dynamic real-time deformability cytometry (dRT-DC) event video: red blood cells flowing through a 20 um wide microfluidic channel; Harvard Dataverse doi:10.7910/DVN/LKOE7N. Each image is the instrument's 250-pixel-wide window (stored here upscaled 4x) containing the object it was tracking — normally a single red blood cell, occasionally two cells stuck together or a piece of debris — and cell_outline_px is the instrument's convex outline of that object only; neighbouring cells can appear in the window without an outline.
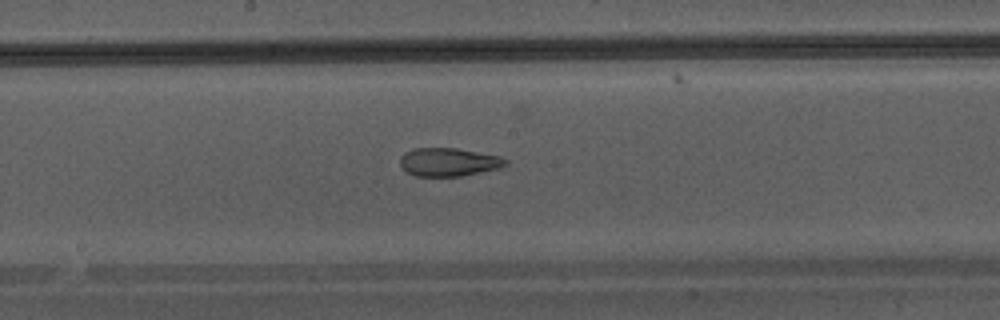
{"species": "Egyptian fruit bat (a non-hibernating species)", "species_latin": "Rousettus aegyptiacus", "temperature_condition": "warm", "stored_images_in_passage": 37, "camera_frame_rate_fps": 3000, "um_per_image_px": 0.085, "animal": {"sex": "male"}, "frame": {"image": 1, "passage_image": 16, "time_ms": 5.0, "image_size_px": [1000, 320], "cell_outline_px": [[508, 164], [496, 168], [480, 172], [460, 176], [416, 176], [408, 172], [400, 164], [400, 156], [404, 152], [412, 148], [456, 148], [500, 156], [508, 160]], "centroid_in_image_um": [38.11, 13.76], "position_along_channel_um": 210.1, "area_um2": 17.28}}